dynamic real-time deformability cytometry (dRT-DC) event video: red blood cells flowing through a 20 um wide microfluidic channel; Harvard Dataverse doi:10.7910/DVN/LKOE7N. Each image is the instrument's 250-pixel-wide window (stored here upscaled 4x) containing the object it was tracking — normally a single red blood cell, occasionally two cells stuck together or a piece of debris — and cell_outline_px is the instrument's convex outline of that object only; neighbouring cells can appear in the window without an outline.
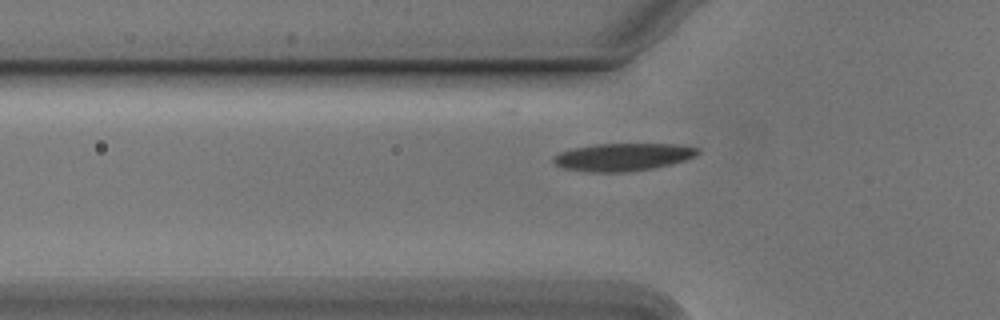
{"species": "Egyptian fruit bat (a non-hibernating species)", "species_latin": "Rousettus aegyptiacus", "temperature_condition": "cold", "stored_images_in_passage": 34, "camera_frame_rate_fps": 3000, "um_per_image_px": 0.085, "animal": {"sex": "male"}, "frame": {"image": 1, "passage_image": 2, "time_ms": 0.333, "image_size_px": [1000, 320], "cell_outline_px": [[700, 152], [696, 156], [684, 160], [652, 168], [624, 172], [592, 172], [564, 168], [556, 164], [552, 160], [552, 156], [560, 152], [572, 148], [596, 144], [676, 144], [700, 148]], "centroid_in_image_um": [52.94, 13.33], "position_along_channel_um": 72.9, "area_um2": 23.12}}
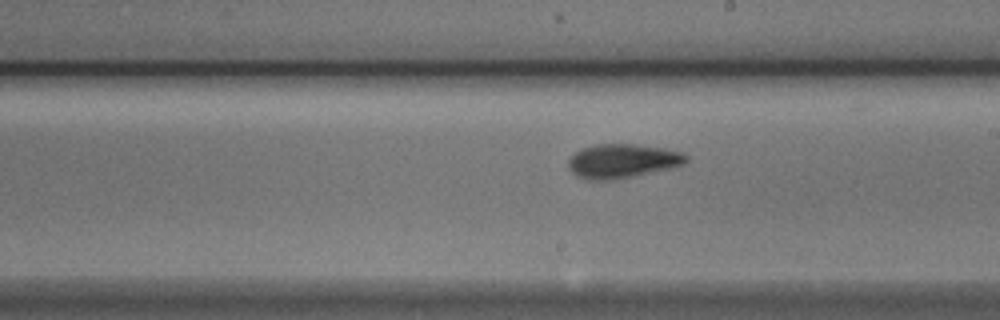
{"frame": {"image": 2, "passage_image": 15, "time_ms": 4.667, "image_size_px": [1000, 320], "cell_outline_px": [[688, 160], [684, 164], [668, 168], [632, 176], [612, 180], [588, 180], [572, 172], [568, 168], [568, 160], [580, 148], [596, 144], [636, 144], [664, 148], [680, 152], [688, 156]], "centroid_in_image_um": [52.88, 13.67], "position_along_channel_um": 236.1, "area_um2": 23.18}}
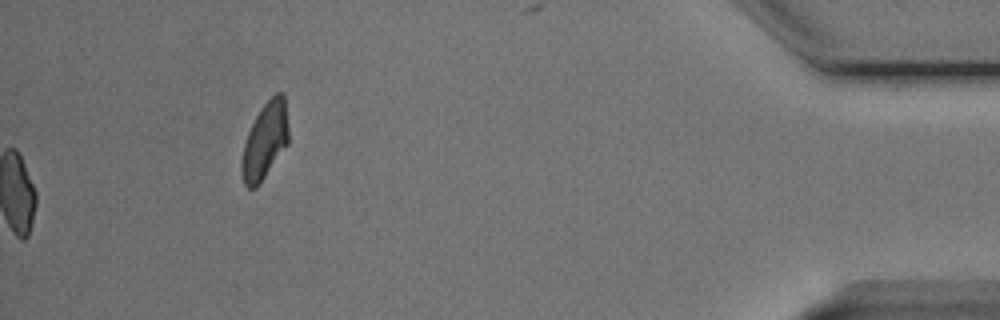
{"frame": {"image": 3, "passage_image": 34, "time_ms": 11.0, "image_size_px": [1000, 320], "cell_outline_px": [[288, 144], [256, 188], [248, 188], [244, 184], [240, 172], [240, 164], [244, 144], [248, 132], [256, 116], [264, 104], [276, 92], [280, 92], [284, 96], [288, 128]], "centroid_in_image_um": [22.5, 12.0], "position_along_channel_um": 412.7, "area_um2": 20.69}, "authors_computed_cell_mechanics": {"area_um2": 21.8484, "velocity_mm_per_s": 3.7677, "shape_relaxation_time_tau1_ms": 2.2464, "shape_relaxation_time_tau2_ms": 1.8141, "deformation_change_tau1": 0.1443, "deformation_change_tau2": 0.0882}}